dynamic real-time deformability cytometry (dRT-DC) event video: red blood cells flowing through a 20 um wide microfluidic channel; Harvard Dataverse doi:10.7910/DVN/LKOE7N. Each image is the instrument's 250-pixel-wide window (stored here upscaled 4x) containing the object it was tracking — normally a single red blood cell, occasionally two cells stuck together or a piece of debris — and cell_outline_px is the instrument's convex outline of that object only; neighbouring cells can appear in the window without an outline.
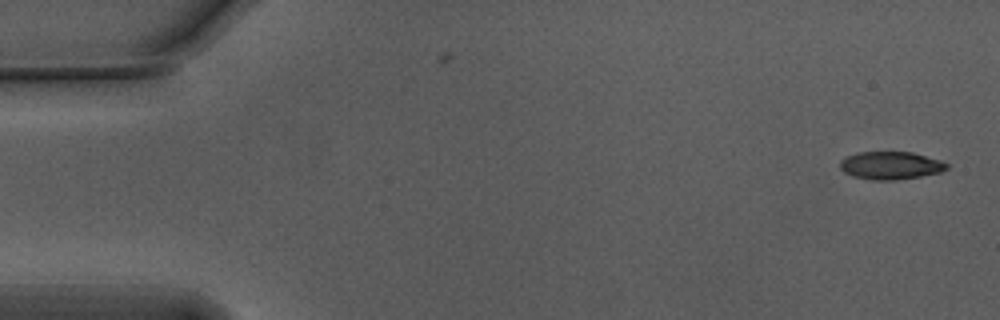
{"species": "Egyptian fruit bat (a non-hibernating species)", "species_latin": "Rousettus aegyptiacus", "temperature_condition": "warm", "stored_images_in_passage": 55, "camera_frame_rate_fps": 3000, "um_per_image_px": 0.085, "animal": {"sex": "male"}, "frame": {"image": 1, "passage_image": 1, "time_ms": 0.0, "image_size_px": [1000, 320], "cell_outline_px": [[948, 168], [940, 172], [920, 176], [892, 180], [872, 180], [852, 176], [844, 172], [840, 168], [840, 160], [844, 156], [860, 152], [912, 152], [940, 160], [948, 164]], "centroid_in_image_um": [75.67, 14.06], "position_along_channel_um": 9.3, "area_um2": 17.28}}
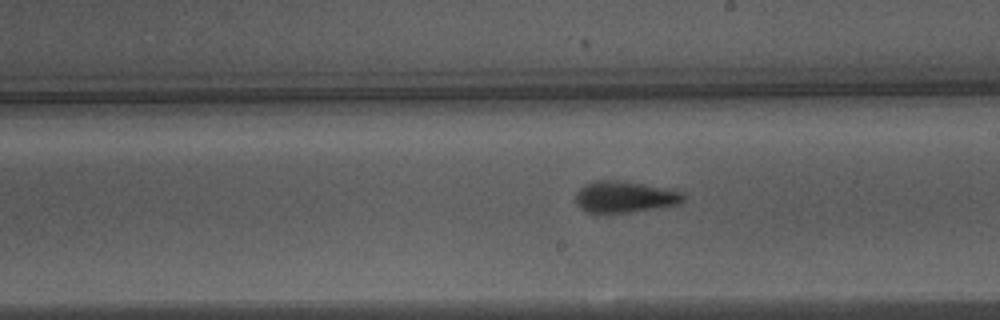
{"frame": {"image": 2, "passage_image": 30, "time_ms": 9.667, "image_size_px": [1000, 320], "cell_outline_px": [[684, 200], [676, 204], [628, 212], [588, 212], [580, 208], [576, 200], [576, 192], [580, 188], [596, 180], [616, 180], [640, 184], [680, 192], [684, 196]], "centroid_in_image_um": [53.03, 16.73], "position_along_channel_um": 236.0, "area_um2": 18.84}}
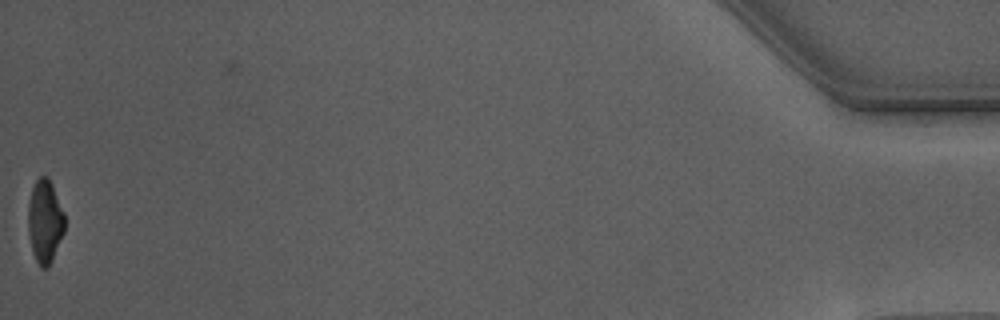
{"frame": {"image": 3, "passage_image": 54, "time_ms": 17.667, "image_size_px": [1000, 320], "cell_outline_px": [[64, 232], [52, 260], [48, 268], [40, 268], [32, 252], [28, 232], [28, 204], [32, 188], [36, 180], [40, 176], [48, 176], [52, 184], [64, 212]], "centroid_in_image_um": [3.81, 18.82], "position_along_channel_um": 431.4, "area_um2": 17.8}, "authors_computed_cell_mechanics": {"area_um2": 19.074, "velocity_mm_per_s": 3.7661, "shape_relaxation_time_tau1_ms": 3.8675, "shape_relaxation_time_tau2_ms": 1.8947, "deformation_change_tau1": 0.1836, "deformation_change_tau2": 0.1125}}